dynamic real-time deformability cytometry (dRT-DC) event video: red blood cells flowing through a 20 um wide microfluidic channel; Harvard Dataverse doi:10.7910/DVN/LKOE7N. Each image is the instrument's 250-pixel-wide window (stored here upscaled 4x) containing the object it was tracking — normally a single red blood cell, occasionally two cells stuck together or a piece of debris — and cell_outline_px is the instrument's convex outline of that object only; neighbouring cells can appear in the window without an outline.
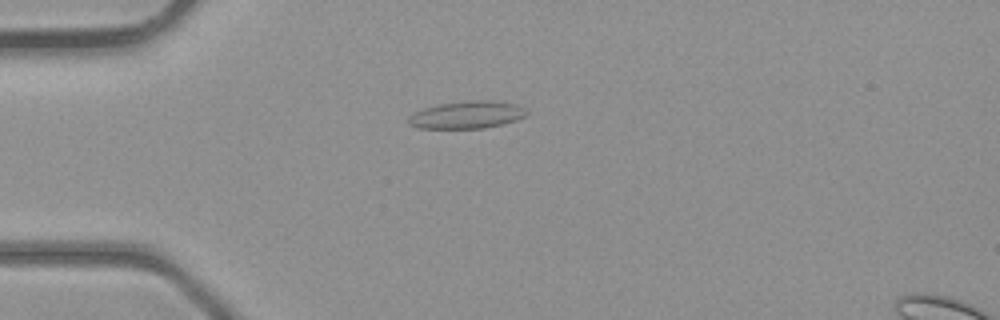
{"species": "common noctule bat (a hibernating species)", "species_latin": "Nyctalus noctula", "temperature_condition": "room temperature", "stored_images_in_passage": 1, "camera_frame_rate_fps": 3000, "um_per_image_px": 0.085, "animal": {"sex": "male", "body_mass_g": 23.1, "forearm_length_mm": 52.7}, "frame": {"image": 1, "passage_image": 1, "time_ms": 0.0, "image_size_px": [1000, 320], "cell_outline_px": [[528, 112], [524, 116], [516, 120], [504, 124], [484, 128], [416, 128], [408, 124], [408, 116], [424, 108], [440, 104], [472, 100], [488, 100], [516, 104], [524, 108]], "centroid_in_image_um": [39.68, 9.77], "position_along_channel_um": 45.3, "area_um2": 18.79}}